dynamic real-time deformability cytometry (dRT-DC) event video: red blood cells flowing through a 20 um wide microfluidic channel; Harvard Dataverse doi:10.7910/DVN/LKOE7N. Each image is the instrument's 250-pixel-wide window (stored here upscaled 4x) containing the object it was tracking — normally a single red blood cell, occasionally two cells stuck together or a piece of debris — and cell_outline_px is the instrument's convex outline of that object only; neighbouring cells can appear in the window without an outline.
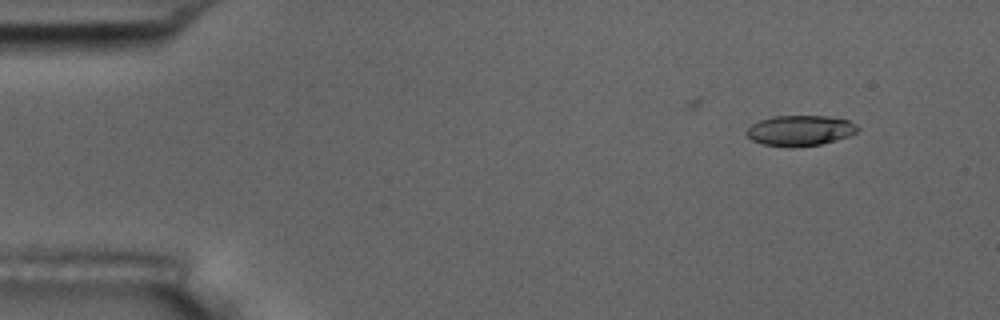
{"species": "common noctule bat (a hibernating species)", "species_latin": "Nyctalus noctula", "temperature_condition": "room temperature", "stored_images_in_passage": 3, "camera_frame_rate_fps": 3000, "um_per_image_px": 0.085, "animal": {"sex": "male", "body_mass_g": 17.5, "forearm_length_mm": 52.3}, "frame": {"image": 1, "passage_image": 1, "time_ms": 0.0, "image_size_px": [1000, 320], "cell_outline_px": [[860, 128], [856, 132], [848, 136], [820, 144], [764, 144], [752, 140], [748, 136], [748, 128], [752, 124], [760, 120], [772, 116], [828, 116], [848, 120], [856, 124]], "centroid_in_image_um": [68.05, 11.04], "position_along_channel_um": 16.9, "area_um2": 18.79}}